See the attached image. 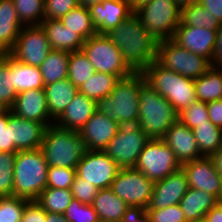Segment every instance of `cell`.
Here are the masks:
<instances>
[{"label": "cell", "instance_id": "obj_1", "mask_svg": "<svg viewBox=\"0 0 222 222\" xmlns=\"http://www.w3.org/2000/svg\"><path fill=\"white\" fill-rule=\"evenodd\" d=\"M120 50L133 72H143L157 58L158 41L143 26L135 12L105 33Z\"/></svg>", "mask_w": 222, "mask_h": 222}, {"label": "cell", "instance_id": "obj_2", "mask_svg": "<svg viewBox=\"0 0 222 222\" xmlns=\"http://www.w3.org/2000/svg\"><path fill=\"white\" fill-rule=\"evenodd\" d=\"M48 166L76 169L81 158L90 151L86 140L79 132L49 125L41 143Z\"/></svg>", "mask_w": 222, "mask_h": 222}, {"label": "cell", "instance_id": "obj_3", "mask_svg": "<svg viewBox=\"0 0 222 222\" xmlns=\"http://www.w3.org/2000/svg\"><path fill=\"white\" fill-rule=\"evenodd\" d=\"M48 163L42 150L17 151L14 163L13 196L37 201L47 188Z\"/></svg>", "mask_w": 222, "mask_h": 222}, {"label": "cell", "instance_id": "obj_4", "mask_svg": "<svg viewBox=\"0 0 222 222\" xmlns=\"http://www.w3.org/2000/svg\"><path fill=\"white\" fill-rule=\"evenodd\" d=\"M142 72L120 78L109 95L96 101V111L109 118L127 121L139 118V93L145 83Z\"/></svg>", "mask_w": 222, "mask_h": 222}, {"label": "cell", "instance_id": "obj_5", "mask_svg": "<svg viewBox=\"0 0 222 222\" xmlns=\"http://www.w3.org/2000/svg\"><path fill=\"white\" fill-rule=\"evenodd\" d=\"M142 74L145 81L166 98L177 113L197 100L193 79L166 69L156 60Z\"/></svg>", "mask_w": 222, "mask_h": 222}, {"label": "cell", "instance_id": "obj_6", "mask_svg": "<svg viewBox=\"0 0 222 222\" xmlns=\"http://www.w3.org/2000/svg\"><path fill=\"white\" fill-rule=\"evenodd\" d=\"M139 121L150 139H163L167 130L178 120L174 107L145 82L139 93Z\"/></svg>", "mask_w": 222, "mask_h": 222}, {"label": "cell", "instance_id": "obj_7", "mask_svg": "<svg viewBox=\"0 0 222 222\" xmlns=\"http://www.w3.org/2000/svg\"><path fill=\"white\" fill-rule=\"evenodd\" d=\"M118 127V133L103 151L121 169L132 168L150 138L141 129L139 119L120 121Z\"/></svg>", "mask_w": 222, "mask_h": 222}, {"label": "cell", "instance_id": "obj_8", "mask_svg": "<svg viewBox=\"0 0 222 222\" xmlns=\"http://www.w3.org/2000/svg\"><path fill=\"white\" fill-rule=\"evenodd\" d=\"M135 13L157 41L172 39L181 22V8L174 0H151Z\"/></svg>", "mask_w": 222, "mask_h": 222}, {"label": "cell", "instance_id": "obj_9", "mask_svg": "<svg viewBox=\"0 0 222 222\" xmlns=\"http://www.w3.org/2000/svg\"><path fill=\"white\" fill-rule=\"evenodd\" d=\"M156 61L166 69L193 80L204 75L212 66L204 56L178 46L171 39L158 41Z\"/></svg>", "mask_w": 222, "mask_h": 222}, {"label": "cell", "instance_id": "obj_10", "mask_svg": "<svg viewBox=\"0 0 222 222\" xmlns=\"http://www.w3.org/2000/svg\"><path fill=\"white\" fill-rule=\"evenodd\" d=\"M82 50L97 72L117 75L119 78L133 73L124 62L120 50L105 34H96L85 40Z\"/></svg>", "mask_w": 222, "mask_h": 222}, {"label": "cell", "instance_id": "obj_11", "mask_svg": "<svg viewBox=\"0 0 222 222\" xmlns=\"http://www.w3.org/2000/svg\"><path fill=\"white\" fill-rule=\"evenodd\" d=\"M134 168L155 183L179 170L181 164L163 139H150Z\"/></svg>", "mask_w": 222, "mask_h": 222}, {"label": "cell", "instance_id": "obj_12", "mask_svg": "<svg viewBox=\"0 0 222 222\" xmlns=\"http://www.w3.org/2000/svg\"><path fill=\"white\" fill-rule=\"evenodd\" d=\"M110 188L129 206L147 208L153 193L154 182L134 167L122 168Z\"/></svg>", "mask_w": 222, "mask_h": 222}, {"label": "cell", "instance_id": "obj_13", "mask_svg": "<svg viewBox=\"0 0 222 222\" xmlns=\"http://www.w3.org/2000/svg\"><path fill=\"white\" fill-rule=\"evenodd\" d=\"M51 50L48 37L40 25L24 26L9 54L21 63L40 67Z\"/></svg>", "mask_w": 222, "mask_h": 222}, {"label": "cell", "instance_id": "obj_14", "mask_svg": "<svg viewBox=\"0 0 222 222\" xmlns=\"http://www.w3.org/2000/svg\"><path fill=\"white\" fill-rule=\"evenodd\" d=\"M121 168L104 151L90 150L76 167V175L98 190L110 188Z\"/></svg>", "mask_w": 222, "mask_h": 222}, {"label": "cell", "instance_id": "obj_15", "mask_svg": "<svg viewBox=\"0 0 222 222\" xmlns=\"http://www.w3.org/2000/svg\"><path fill=\"white\" fill-rule=\"evenodd\" d=\"M189 188L205 191L219 201L222 196V176L217 172L211 157H201L181 165Z\"/></svg>", "mask_w": 222, "mask_h": 222}, {"label": "cell", "instance_id": "obj_16", "mask_svg": "<svg viewBox=\"0 0 222 222\" xmlns=\"http://www.w3.org/2000/svg\"><path fill=\"white\" fill-rule=\"evenodd\" d=\"M216 39L217 31L203 27L187 26L180 22L171 40L196 55L204 56L212 65Z\"/></svg>", "mask_w": 222, "mask_h": 222}, {"label": "cell", "instance_id": "obj_17", "mask_svg": "<svg viewBox=\"0 0 222 222\" xmlns=\"http://www.w3.org/2000/svg\"><path fill=\"white\" fill-rule=\"evenodd\" d=\"M10 145L16 151L36 150L41 147L47 126L33 120L19 118L9 109Z\"/></svg>", "mask_w": 222, "mask_h": 222}, {"label": "cell", "instance_id": "obj_18", "mask_svg": "<svg viewBox=\"0 0 222 222\" xmlns=\"http://www.w3.org/2000/svg\"><path fill=\"white\" fill-rule=\"evenodd\" d=\"M188 189L186 174L180 168L161 181L154 183L153 193L147 208L161 209L180 204Z\"/></svg>", "mask_w": 222, "mask_h": 222}, {"label": "cell", "instance_id": "obj_19", "mask_svg": "<svg viewBox=\"0 0 222 222\" xmlns=\"http://www.w3.org/2000/svg\"><path fill=\"white\" fill-rule=\"evenodd\" d=\"M11 112L19 118L44 123L47 127L54 124L49 115L44 89H31L19 93Z\"/></svg>", "mask_w": 222, "mask_h": 222}, {"label": "cell", "instance_id": "obj_20", "mask_svg": "<svg viewBox=\"0 0 222 222\" xmlns=\"http://www.w3.org/2000/svg\"><path fill=\"white\" fill-rule=\"evenodd\" d=\"M163 140L172 149L181 165L203 157L198 149L193 130L179 120L167 130Z\"/></svg>", "mask_w": 222, "mask_h": 222}, {"label": "cell", "instance_id": "obj_21", "mask_svg": "<svg viewBox=\"0 0 222 222\" xmlns=\"http://www.w3.org/2000/svg\"><path fill=\"white\" fill-rule=\"evenodd\" d=\"M88 9L98 34H105L133 13L127 0H105Z\"/></svg>", "mask_w": 222, "mask_h": 222}, {"label": "cell", "instance_id": "obj_22", "mask_svg": "<svg viewBox=\"0 0 222 222\" xmlns=\"http://www.w3.org/2000/svg\"><path fill=\"white\" fill-rule=\"evenodd\" d=\"M118 122L97 111L79 131L90 150L103 151L118 133Z\"/></svg>", "mask_w": 222, "mask_h": 222}, {"label": "cell", "instance_id": "obj_23", "mask_svg": "<svg viewBox=\"0 0 222 222\" xmlns=\"http://www.w3.org/2000/svg\"><path fill=\"white\" fill-rule=\"evenodd\" d=\"M95 112L96 101L78 92L66 106L64 112L54 121V124L79 132Z\"/></svg>", "mask_w": 222, "mask_h": 222}, {"label": "cell", "instance_id": "obj_24", "mask_svg": "<svg viewBox=\"0 0 222 222\" xmlns=\"http://www.w3.org/2000/svg\"><path fill=\"white\" fill-rule=\"evenodd\" d=\"M48 37L52 50L74 52L82 50L85 40L74 31L65 27L58 19H46L40 24Z\"/></svg>", "mask_w": 222, "mask_h": 222}, {"label": "cell", "instance_id": "obj_25", "mask_svg": "<svg viewBox=\"0 0 222 222\" xmlns=\"http://www.w3.org/2000/svg\"><path fill=\"white\" fill-rule=\"evenodd\" d=\"M23 27L13 1L0 0V54L9 53L13 49Z\"/></svg>", "mask_w": 222, "mask_h": 222}, {"label": "cell", "instance_id": "obj_26", "mask_svg": "<svg viewBox=\"0 0 222 222\" xmlns=\"http://www.w3.org/2000/svg\"><path fill=\"white\" fill-rule=\"evenodd\" d=\"M50 117L55 121L72 101L79 89L68 78L45 85Z\"/></svg>", "mask_w": 222, "mask_h": 222}, {"label": "cell", "instance_id": "obj_27", "mask_svg": "<svg viewBox=\"0 0 222 222\" xmlns=\"http://www.w3.org/2000/svg\"><path fill=\"white\" fill-rule=\"evenodd\" d=\"M91 205L100 222H121L129 207L111 188L99 189Z\"/></svg>", "mask_w": 222, "mask_h": 222}, {"label": "cell", "instance_id": "obj_28", "mask_svg": "<svg viewBox=\"0 0 222 222\" xmlns=\"http://www.w3.org/2000/svg\"><path fill=\"white\" fill-rule=\"evenodd\" d=\"M219 200L205 191L189 188L180 201L181 209L187 221L204 218L205 214L214 207Z\"/></svg>", "mask_w": 222, "mask_h": 222}, {"label": "cell", "instance_id": "obj_29", "mask_svg": "<svg viewBox=\"0 0 222 222\" xmlns=\"http://www.w3.org/2000/svg\"><path fill=\"white\" fill-rule=\"evenodd\" d=\"M197 100L209 103L222 99V70L211 66L204 75L194 80Z\"/></svg>", "mask_w": 222, "mask_h": 222}, {"label": "cell", "instance_id": "obj_30", "mask_svg": "<svg viewBox=\"0 0 222 222\" xmlns=\"http://www.w3.org/2000/svg\"><path fill=\"white\" fill-rule=\"evenodd\" d=\"M12 75L17 94L31 89H44L45 87L39 67L21 63L13 57Z\"/></svg>", "mask_w": 222, "mask_h": 222}, {"label": "cell", "instance_id": "obj_31", "mask_svg": "<svg viewBox=\"0 0 222 222\" xmlns=\"http://www.w3.org/2000/svg\"><path fill=\"white\" fill-rule=\"evenodd\" d=\"M70 52L51 50L40 65L44 85L66 79Z\"/></svg>", "mask_w": 222, "mask_h": 222}, {"label": "cell", "instance_id": "obj_32", "mask_svg": "<svg viewBox=\"0 0 222 222\" xmlns=\"http://www.w3.org/2000/svg\"><path fill=\"white\" fill-rule=\"evenodd\" d=\"M60 21L65 27L79 34L84 40L98 34L89 9L86 7L78 6L70 10Z\"/></svg>", "mask_w": 222, "mask_h": 222}, {"label": "cell", "instance_id": "obj_33", "mask_svg": "<svg viewBox=\"0 0 222 222\" xmlns=\"http://www.w3.org/2000/svg\"><path fill=\"white\" fill-rule=\"evenodd\" d=\"M202 156L211 157L222 146V129L209 120L193 129Z\"/></svg>", "mask_w": 222, "mask_h": 222}, {"label": "cell", "instance_id": "obj_34", "mask_svg": "<svg viewBox=\"0 0 222 222\" xmlns=\"http://www.w3.org/2000/svg\"><path fill=\"white\" fill-rule=\"evenodd\" d=\"M13 84L12 56L9 53L0 54V107L11 109L17 98Z\"/></svg>", "mask_w": 222, "mask_h": 222}, {"label": "cell", "instance_id": "obj_35", "mask_svg": "<svg viewBox=\"0 0 222 222\" xmlns=\"http://www.w3.org/2000/svg\"><path fill=\"white\" fill-rule=\"evenodd\" d=\"M119 79L117 75L96 71L79 88V92L87 98L98 101L110 94Z\"/></svg>", "mask_w": 222, "mask_h": 222}, {"label": "cell", "instance_id": "obj_36", "mask_svg": "<svg viewBox=\"0 0 222 222\" xmlns=\"http://www.w3.org/2000/svg\"><path fill=\"white\" fill-rule=\"evenodd\" d=\"M96 72L83 50L70 52L68 76L70 82L78 89Z\"/></svg>", "mask_w": 222, "mask_h": 222}, {"label": "cell", "instance_id": "obj_37", "mask_svg": "<svg viewBox=\"0 0 222 222\" xmlns=\"http://www.w3.org/2000/svg\"><path fill=\"white\" fill-rule=\"evenodd\" d=\"M72 199L70 189L46 188L37 202L46 212L64 214Z\"/></svg>", "mask_w": 222, "mask_h": 222}, {"label": "cell", "instance_id": "obj_38", "mask_svg": "<svg viewBox=\"0 0 222 222\" xmlns=\"http://www.w3.org/2000/svg\"><path fill=\"white\" fill-rule=\"evenodd\" d=\"M23 26H37L44 20L45 0H12Z\"/></svg>", "mask_w": 222, "mask_h": 222}, {"label": "cell", "instance_id": "obj_39", "mask_svg": "<svg viewBox=\"0 0 222 222\" xmlns=\"http://www.w3.org/2000/svg\"><path fill=\"white\" fill-rule=\"evenodd\" d=\"M181 22L187 26L208 28L217 31L220 23L200 4L181 9Z\"/></svg>", "mask_w": 222, "mask_h": 222}, {"label": "cell", "instance_id": "obj_40", "mask_svg": "<svg viewBox=\"0 0 222 222\" xmlns=\"http://www.w3.org/2000/svg\"><path fill=\"white\" fill-rule=\"evenodd\" d=\"M16 155L17 153L0 152V197L13 196Z\"/></svg>", "mask_w": 222, "mask_h": 222}, {"label": "cell", "instance_id": "obj_41", "mask_svg": "<svg viewBox=\"0 0 222 222\" xmlns=\"http://www.w3.org/2000/svg\"><path fill=\"white\" fill-rule=\"evenodd\" d=\"M178 120L191 130L209 120L206 103L195 100L191 105L178 113Z\"/></svg>", "mask_w": 222, "mask_h": 222}, {"label": "cell", "instance_id": "obj_42", "mask_svg": "<svg viewBox=\"0 0 222 222\" xmlns=\"http://www.w3.org/2000/svg\"><path fill=\"white\" fill-rule=\"evenodd\" d=\"M27 202L17 196L0 197V222H21Z\"/></svg>", "mask_w": 222, "mask_h": 222}, {"label": "cell", "instance_id": "obj_43", "mask_svg": "<svg viewBox=\"0 0 222 222\" xmlns=\"http://www.w3.org/2000/svg\"><path fill=\"white\" fill-rule=\"evenodd\" d=\"M63 215L69 222H100L94 207L76 198L72 199Z\"/></svg>", "mask_w": 222, "mask_h": 222}, {"label": "cell", "instance_id": "obj_44", "mask_svg": "<svg viewBox=\"0 0 222 222\" xmlns=\"http://www.w3.org/2000/svg\"><path fill=\"white\" fill-rule=\"evenodd\" d=\"M76 177V169L48 166L47 188L70 189Z\"/></svg>", "mask_w": 222, "mask_h": 222}, {"label": "cell", "instance_id": "obj_45", "mask_svg": "<svg viewBox=\"0 0 222 222\" xmlns=\"http://www.w3.org/2000/svg\"><path fill=\"white\" fill-rule=\"evenodd\" d=\"M151 222H187L179 204L165 208H146Z\"/></svg>", "mask_w": 222, "mask_h": 222}, {"label": "cell", "instance_id": "obj_46", "mask_svg": "<svg viewBox=\"0 0 222 222\" xmlns=\"http://www.w3.org/2000/svg\"><path fill=\"white\" fill-rule=\"evenodd\" d=\"M79 6L78 0H45L44 20H60L70 10Z\"/></svg>", "mask_w": 222, "mask_h": 222}, {"label": "cell", "instance_id": "obj_47", "mask_svg": "<svg viewBox=\"0 0 222 222\" xmlns=\"http://www.w3.org/2000/svg\"><path fill=\"white\" fill-rule=\"evenodd\" d=\"M70 190L73 198H76L78 201L84 204H92L98 192V189L93 184L86 182L77 175L74 183L71 185Z\"/></svg>", "mask_w": 222, "mask_h": 222}, {"label": "cell", "instance_id": "obj_48", "mask_svg": "<svg viewBox=\"0 0 222 222\" xmlns=\"http://www.w3.org/2000/svg\"><path fill=\"white\" fill-rule=\"evenodd\" d=\"M0 152L17 153L14 145H10L9 109L0 111Z\"/></svg>", "mask_w": 222, "mask_h": 222}, {"label": "cell", "instance_id": "obj_49", "mask_svg": "<svg viewBox=\"0 0 222 222\" xmlns=\"http://www.w3.org/2000/svg\"><path fill=\"white\" fill-rule=\"evenodd\" d=\"M21 222H45V210L37 201H28Z\"/></svg>", "mask_w": 222, "mask_h": 222}, {"label": "cell", "instance_id": "obj_50", "mask_svg": "<svg viewBox=\"0 0 222 222\" xmlns=\"http://www.w3.org/2000/svg\"><path fill=\"white\" fill-rule=\"evenodd\" d=\"M121 222H151L146 213V208L141 206H129Z\"/></svg>", "mask_w": 222, "mask_h": 222}, {"label": "cell", "instance_id": "obj_51", "mask_svg": "<svg viewBox=\"0 0 222 222\" xmlns=\"http://www.w3.org/2000/svg\"><path fill=\"white\" fill-rule=\"evenodd\" d=\"M206 105L209 121L222 129V99L206 103Z\"/></svg>", "mask_w": 222, "mask_h": 222}, {"label": "cell", "instance_id": "obj_52", "mask_svg": "<svg viewBox=\"0 0 222 222\" xmlns=\"http://www.w3.org/2000/svg\"><path fill=\"white\" fill-rule=\"evenodd\" d=\"M203 6L220 24L222 23V0H199Z\"/></svg>", "mask_w": 222, "mask_h": 222}, {"label": "cell", "instance_id": "obj_53", "mask_svg": "<svg viewBox=\"0 0 222 222\" xmlns=\"http://www.w3.org/2000/svg\"><path fill=\"white\" fill-rule=\"evenodd\" d=\"M222 63V23L217 30V39L212 56V66Z\"/></svg>", "mask_w": 222, "mask_h": 222}, {"label": "cell", "instance_id": "obj_54", "mask_svg": "<svg viewBox=\"0 0 222 222\" xmlns=\"http://www.w3.org/2000/svg\"><path fill=\"white\" fill-rule=\"evenodd\" d=\"M206 222H222V202H218L205 214Z\"/></svg>", "mask_w": 222, "mask_h": 222}, {"label": "cell", "instance_id": "obj_55", "mask_svg": "<svg viewBox=\"0 0 222 222\" xmlns=\"http://www.w3.org/2000/svg\"><path fill=\"white\" fill-rule=\"evenodd\" d=\"M217 172L222 176V146L211 156Z\"/></svg>", "mask_w": 222, "mask_h": 222}, {"label": "cell", "instance_id": "obj_56", "mask_svg": "<svg viewBox=\"0 0 222 222\" xmlns=\"http://www.w3.org/2000/svg\"><path fill=\"white\" fill-rule=\"evenodd\" d=\"M45 222H69L63 214L50 213L45 211Z\"/></svg>", "mask_w": 222, "mask_h": 222}, {"label": "cell", "instance_id": "obj_57", "mask_svg": "<svg viewBox=\"0 0 222 222\" xmlns=\"http://www.w3.org/2000/svg\"><path fill=\"white\" fill-rule=\"evenodd\" d=\"M127 1H128L130 10L132 12H136L142 6L148 4L151 0H127Z\"/></svg>", "mask_w": 222, "mask_h": 222}, {"label": "cell", "instance_id": "obj_58", "mask_svg": "<svg viewBox=\"0 0 222 222\" xmlns=\"http://www.w3.org/2000/svg\"><path fill=\"white\" fill-rule=\"evenodd\" d=\"M174 1L181 9L188 6L199 4V0H174Z\"/></svg>", "mask_w": 222, "mask_h": 222}, {"label": "cell", "instance_id": "obj_59", "mask_svg": "<svg viewBox=\"0 0 222 222\" xmlns=\"http://www.w3.org/2000/svg\"><path fill=\"white\" fill-rule=\"evenodd\" d=\"M105 0H78L79 6L89 8L92 5L103 2Z\"/></svg>", "mask_w": 222, "mask_h": 222}, {"label": "cell", "instance_id": "obj_60", "mask_svg": "<svg viewBox=\"0 0 222 222\" xmlns=\"http://www.w3.org/2000/svg\"><path fill=\"white\" fill-rule=\"evenodd\" d=\"M187 222H206V220H205V218H200V219L191 220V221H187Z\"/></svg>", "mask_w": 222, "mask_h": 222}, {"label": "cell", "instance_id": "obj_61", "mask_svg": "<svg viewBox=\"0 0 222 222\" xmlns=\"http://www.w3.org/2000/svg\"><path fill=\"white\" fill-rule=\"evenodd\" d=\"M218 67L222 70V63H220V64L218 65Z\"/></svg>", "mask_w": 222, "mask_h": 222}]
</instances>
